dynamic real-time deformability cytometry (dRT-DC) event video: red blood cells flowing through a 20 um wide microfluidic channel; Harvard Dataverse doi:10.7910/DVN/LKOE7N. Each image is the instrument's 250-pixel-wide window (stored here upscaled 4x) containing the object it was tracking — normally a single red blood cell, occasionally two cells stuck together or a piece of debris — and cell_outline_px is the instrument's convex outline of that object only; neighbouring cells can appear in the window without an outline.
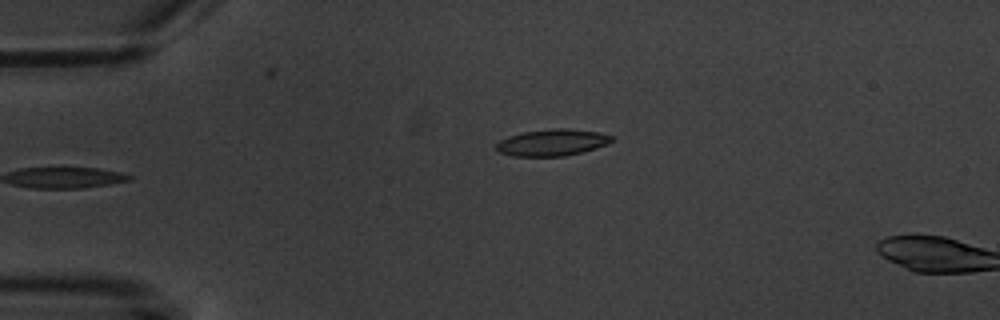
{"species": "common noctule bat (a hibernating species)", "species_latin": "Nyctalus noctula", "temperature_condition": "warm", "stored_images_in_passage": 5, "camera_frame_rate_fps": 3000, "um_per_image_px": 0.085, "animal": {"sex": "male", "body_mass_g": 20.1, "forearm_length_mm": 53.5}, "frame": {"image": 1, "passage_image": 5, "time_ms": 4.667, "image_size_px": [1000, 320], "cell_outline_px": [[616, 140], [608, 144], [596, 148], [564, 156], [512, 156], [500, 152], [496, 148], [496, 144], [500, 140], [508, 136], [524, 132], [552, 128], [568, 128], [596, 132], [612, 136]], "centroid_in_image_um": [46.95, 12.11], "position_along_channel_um": 38.1, "area_um2": 17.86}}